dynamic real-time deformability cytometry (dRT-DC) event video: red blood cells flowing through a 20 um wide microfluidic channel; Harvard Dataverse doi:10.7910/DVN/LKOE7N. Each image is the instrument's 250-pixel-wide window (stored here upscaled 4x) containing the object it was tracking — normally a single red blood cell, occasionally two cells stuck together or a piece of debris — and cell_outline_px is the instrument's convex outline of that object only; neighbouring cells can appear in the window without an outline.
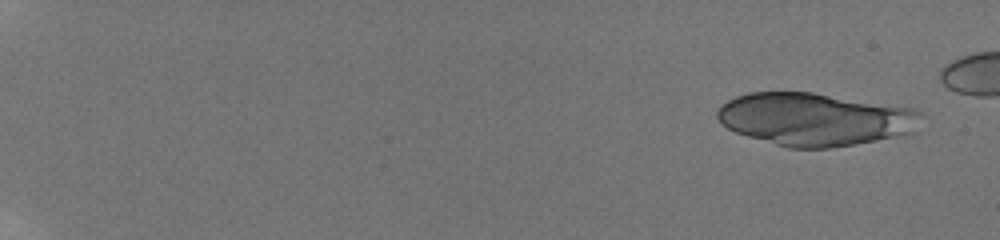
{"species": "human", "species_latin": "Homo sapiens", "temperature_condition": "room temperature", "stored_images_in_passage": 25, "camera_frame_rate_fps": 3000, "um_per_image_px": 0.085, "donor": {"sex": "male"}, "frame": {"image": 1, "passage_image": 4, "time_ms": 1.0, "image_size_px": [1000, 240], "cell_outline_px": [[920, 112], [916, 132], [904, 136], [828, 148], [788, 148], [748, 136], [736, 132], [720, 124], [716, 116], [716, 112], [720, 104], [736, 96], [748, 92], [812, 92], [912, 108]], "centroid_in_image_um": [69.24, 10.13], "position_along_channel_um": 15.8, "area_um2": 62.83}}